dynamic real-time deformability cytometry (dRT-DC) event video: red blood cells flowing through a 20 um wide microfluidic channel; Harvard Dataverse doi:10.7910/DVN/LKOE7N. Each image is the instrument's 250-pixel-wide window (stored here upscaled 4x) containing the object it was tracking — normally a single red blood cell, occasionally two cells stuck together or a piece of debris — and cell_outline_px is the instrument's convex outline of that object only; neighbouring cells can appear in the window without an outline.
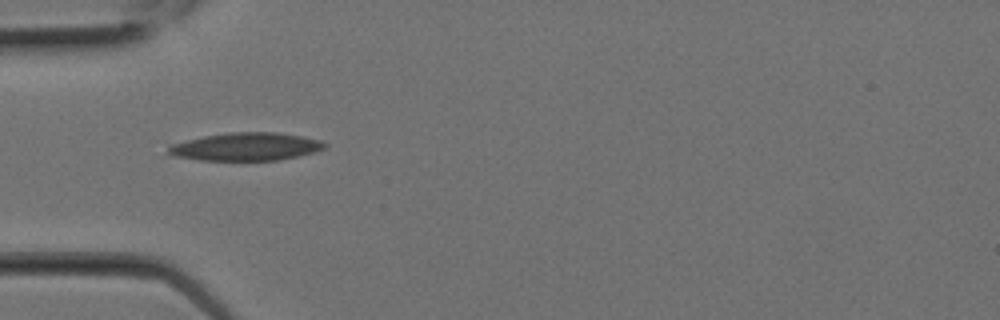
{"species": "Egyptian fruit bat (a non-hibernating species)", "species_latin": "Rousettus aegyptiacus", "temperature_condition": "room temperature", "stored_images_in_passage": 1, "camera_frame_rate_fps": 3000, "um_per_image_px": 0.085, "animal": {"sex": "female"}, "frame": {"image": 1, "passage_image": 1, "time_ms": 0.0, "image_size_px": [1000, 320], "cell_outline_px": [[328, 144], [324, 148], [316, 152], [276, 160], [200, 160], [172, 156], [168, 152], [168, 144], [204, 136], [232, 132], [276, 132], [304, 136], [320, 140]], "centroid_in_image_um": [20.9, 12.46], "position_along_channel_um": 64.1, "area_um2": 25.49}}